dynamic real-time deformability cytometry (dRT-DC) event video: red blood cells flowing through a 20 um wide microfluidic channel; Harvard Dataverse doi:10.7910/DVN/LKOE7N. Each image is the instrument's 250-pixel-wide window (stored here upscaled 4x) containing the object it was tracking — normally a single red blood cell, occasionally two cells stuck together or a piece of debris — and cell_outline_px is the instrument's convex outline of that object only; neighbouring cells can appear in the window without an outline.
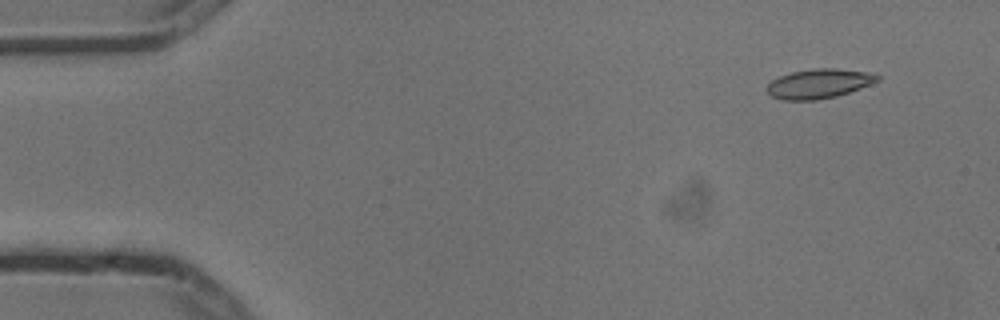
{"species": "common noctule bat (a hibernating species)", "species_latin": "Nyctalus noctula", "temperature_condition": "cold", "stored_images_in_passage": 6, "camera_frame_rate_fps": 3000, "um_per_image_px": 0.085, "animal": {"sex": "male", "body_mass_g": 13.3}, "frame": {"image": 1, "passage_image": 2, "time_ms": 0.333, "image_size_px": [1000, 320], "cell_outline_px": [[880, 80], [860, 88], [836, 96], [816, 100], [784, 100], [772, 96], [768, 92], [768, 84], [772, 80], [780, 76], [792, 72], [816, 68], [836, 68], [868, 72], [880, 76]], "centroid_in_image_um": [69.62, 7.1], "position_along_channel_um": 15.4, "area_um2": 18.73}}
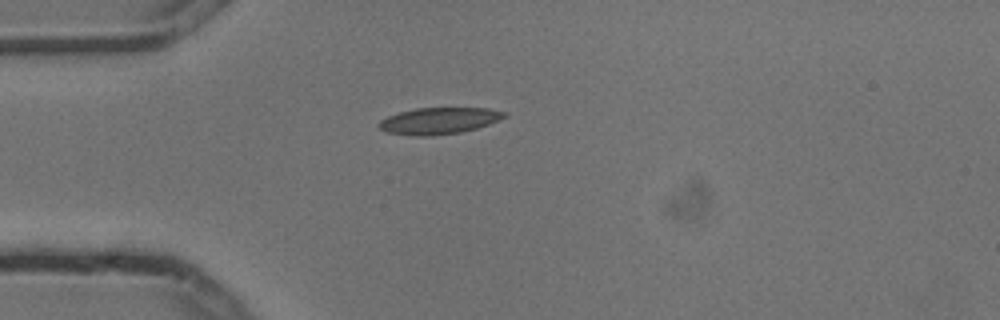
{"frame": {"image": 2, "passage_image": 5, "time_ms": 1.333, "image_size_px": [1000, 320], "cell_outline_px": [[508, 116], [488, 124], [476, 128], [460, 132], [432, 136], [412, 136], [388, 132], [380, 128], [376, 124], [380, 120], [388, 116], [400, 112], [416, 108], [488, 108], [508, 112]], "centroid_in_image_um": [37.32, 10.26], "position_along_channel_um": 47.7, "area_um2": 19.42}}